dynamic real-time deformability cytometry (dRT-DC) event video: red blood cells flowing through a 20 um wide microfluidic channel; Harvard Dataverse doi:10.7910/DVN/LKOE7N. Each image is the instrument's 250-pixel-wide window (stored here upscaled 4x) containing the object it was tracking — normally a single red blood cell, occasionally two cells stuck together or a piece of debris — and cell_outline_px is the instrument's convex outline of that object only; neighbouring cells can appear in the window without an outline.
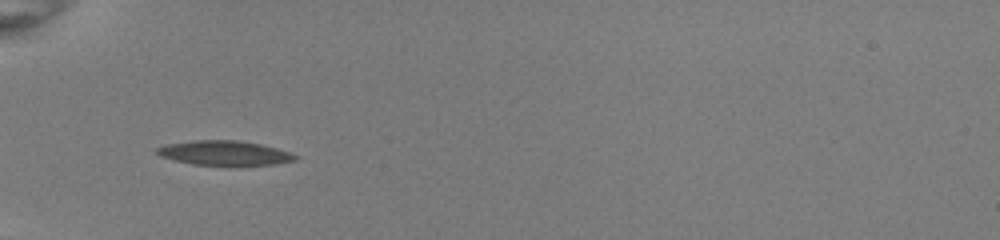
{"species": "common noctule bat (a hibernating species)", "species_latin": "Nyctalus noctula", "temperature_condition": "room temperature", "stored_images_in_passage": 35, "camera_frame_rate_fps": 3000, "um_per_image_px": 0.085, "animal": {"sex": "female", "body_mass_g": 22.0, "forearm_length_mm": 56.7}, "frame": {"image": 1, "passage_image": 1, "time_ms": 0.0, "image_size_px": [1000, 240], "cell_outline_px": [[300, 156], [296, 160], [272, 164], [192, 164], [160, 156], [156, 152], [156, 148], [168, 144], [196, 140], [236, 140], [260, 144], [276, 148]], "centroid_in_image_um": [19.08, 12.99], "position_along_channel_um": 65.9, "area_um2": 19.19}}
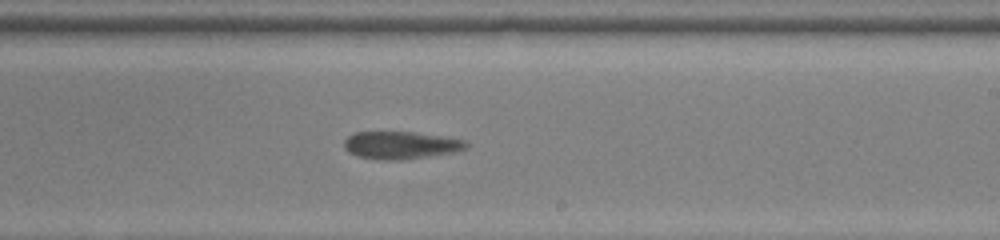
{"frame": {"image": 2, "passage_image": 16, "time_ms": 5.0, "image_size_px": [1000, 240], "cell_outline_px": [[468, 148], [452, 152], [428, 156], [400, 160], [380, 160], [356, 156], [348, 152], [344, 148], [344, 140], [348, 136], [356, 132], [416, 132], [464, 140], [468, 144]], "centroid_in_image_um": [34.02, 12.34], "position_along_channel_um": 255.0, "area_um2": 19.54}}
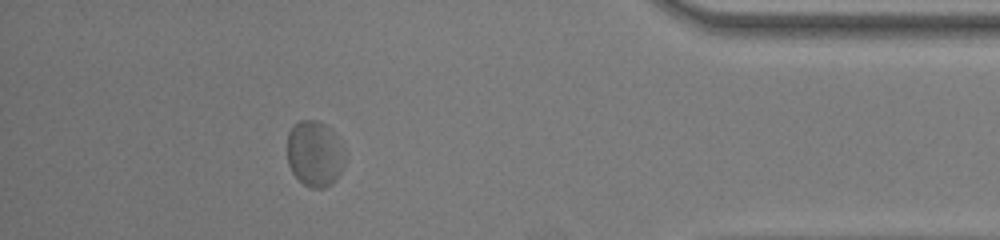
{"frame": {"image": 3, "passage_image": 30, "time_ms": 9.667, "image_size_px": [1000, 240], "cell_outline_px": [[344, 164], [336, 180], [332, 184], [324, 188], [312, 188], [304, 184], [292, 172], [288, 164], [288, 132], [300, 120], [316, 120], [324, 124], [332, 132], [340, 144], [344, 156]], "centroid_in_image_um": [26.73, 13.09], "position_along_channel_um": 408.5, "area_um2": 21.73}, "authors_computed_cell_mechanics": {"area_um2": 20.4034, "velocity_mm_per_s": 3.9296, "shape_relaxation_time_tau1_ms": null, "shape_relaxation_time_tau2_ms": 1.8556, "deformation_change_tau1": null, "deformation_change_tau2": 0.0711}}